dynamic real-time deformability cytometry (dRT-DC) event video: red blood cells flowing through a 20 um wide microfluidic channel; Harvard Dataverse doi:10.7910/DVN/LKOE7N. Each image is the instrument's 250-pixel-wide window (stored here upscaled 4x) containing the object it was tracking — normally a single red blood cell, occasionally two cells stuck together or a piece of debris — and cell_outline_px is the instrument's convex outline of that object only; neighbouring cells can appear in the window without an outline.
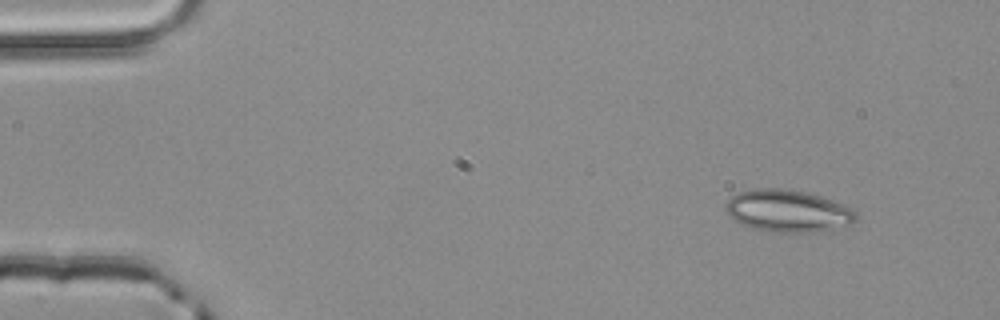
{"species": "common noctule bat (a hibernating species)", "species_latin": "Nyctalus noctula", "temperature_condition": "room temperature", "stored_images_in_passage": 3, "camera_frame_rate_fps": 3000, "um_per_image_px": 0.085, "animal": {"sex": "male", "body_mass_g": 20.4}, "frame": {"image": 1, "passage_image": 1, "time_ms": 0.0, "image_size_px": [1000, 320], "cell_outline_px": [[856, 220], [848, 224], [812, 232], [772, 232], [752, 228], [728, 216], [724, 208], [724, 204], [736, 192], [760, 188], [780, 188], [804, 192], [832, 200], [852, 208], [856, 212]], "centroid_in_image_um": [66.9, 17.92], "position_along_channel_um": 18.1, "area_um2": 31.62}}